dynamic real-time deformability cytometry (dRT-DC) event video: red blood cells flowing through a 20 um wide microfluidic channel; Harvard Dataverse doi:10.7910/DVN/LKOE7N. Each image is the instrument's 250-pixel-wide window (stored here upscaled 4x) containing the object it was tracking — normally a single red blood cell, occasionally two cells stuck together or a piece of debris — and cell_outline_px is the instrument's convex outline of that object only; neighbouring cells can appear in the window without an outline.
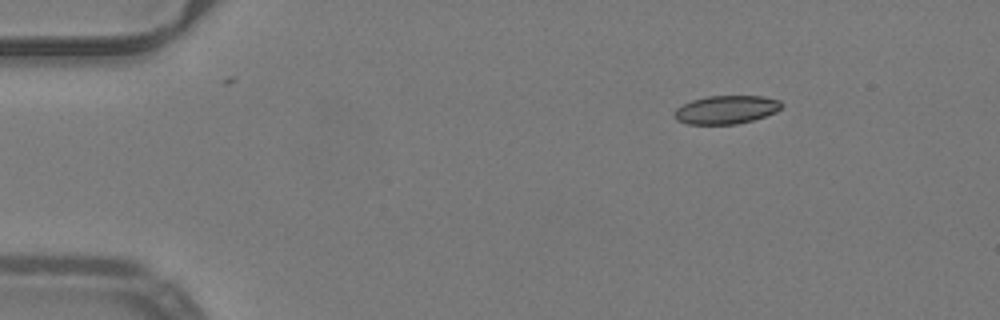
{"species": "common noctule bat (a hibernating species)", "species_latin": "Nyctalus noctula", "temperature_condition": "warm", "stored_images_in_passage": 45, "camera_frame_rate_fps": 3000, "um_per_image_px": 0.085, "animal": {"sex": "male", "body_mass_g": 19.2, "forearm_length_mm": 51.8}, "frame": {"image": 1, "passage_image": 1, "time_ms": 0.0, "image_size_px": [1000, 320], "cell_outline_px": [[784, 104], [776, 112], [752, 120], [736, 124], [688, 124], [676, 120], [672, 116], [672, 112], [676, 108], [692, 100], [708, 96], [760, 96], [780, 100]], "centroid_in_image_um": [61.69, 9.32], "position_along_channel_um": 23.3, "area_um2": 17.74}}
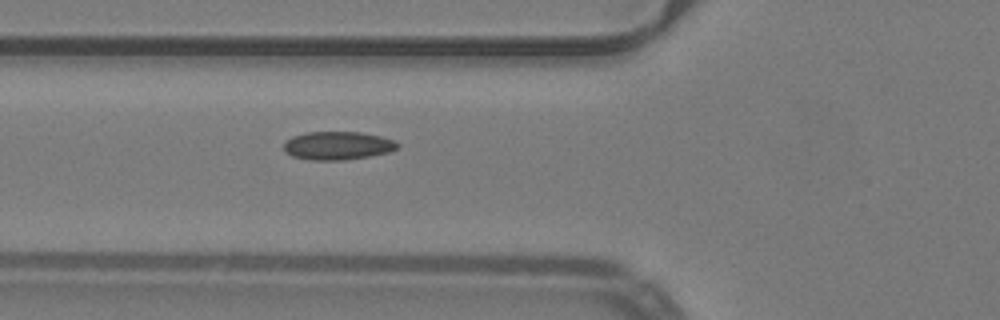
{"frame": {"image": 2, "passage_image": 13, "time_ms": 4.0, "image_size_px": [1000, 320], "cell_outline_px": [[400, 144], [396, 148], [388, 152], [368, 156], [344, 160], [308, 160], [292, 156], [284, 148], [284, 144], [292, 136], [304, 132], [360, 132], [380, 136], [396, 140]], "centroid_in_image_um": [28.71, 12.37], "position_along_channel_um": 97.1, "area_um2": 18.67}}
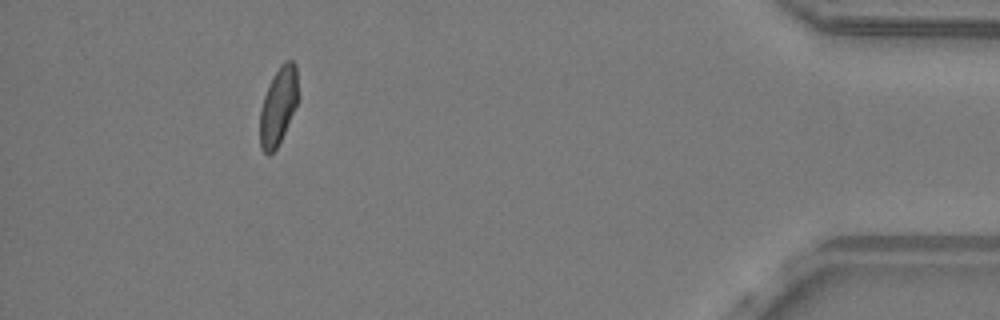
{"frame": {"image": 3, "passage_image": 41, "time_ms": 13.333, "image_size_px": [1000, 320], "cell_outline_px": [[300, 96], [284, 132], [276, 148], [268, 156], [260, 148], [260, 108], [268, 84], [272, 76], [280, 64], [284, 60], [292, 60], [296, 64]], "centroid_in_image_um": [23.67, 8.94], "position_along_channel_um": 411.5, "area_um2": 17.57}, "authors_computed_cell_mechanics": {"area_um2": 18.207, "velocity_mm_per_s": 4.0024, "shape_relaxation_time_tau1_ms": null, "shape_relaxation_time_tau2_ms": 1.9853, "deformation_change_tau1": null, "deformation_change_tau2": 0.0699}}